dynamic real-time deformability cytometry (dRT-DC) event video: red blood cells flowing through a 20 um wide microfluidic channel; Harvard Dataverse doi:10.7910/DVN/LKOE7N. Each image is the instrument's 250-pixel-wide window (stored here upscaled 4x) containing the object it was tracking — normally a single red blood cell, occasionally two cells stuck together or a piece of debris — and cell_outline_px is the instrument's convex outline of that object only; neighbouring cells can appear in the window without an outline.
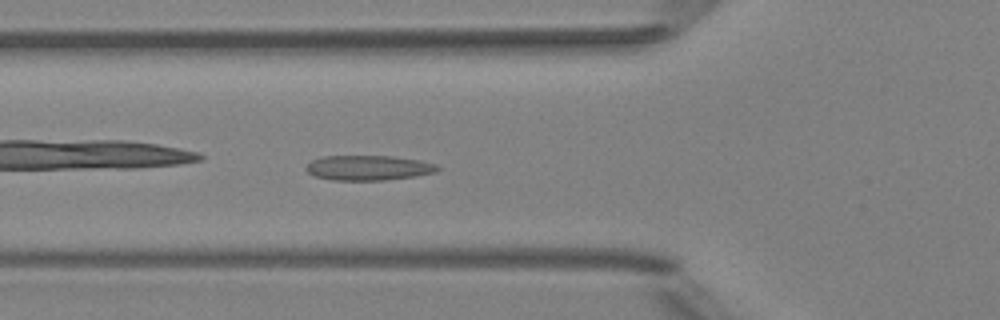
{"species": "Egyptian fruit bat (a non-hibernating species)", "species_latin": "Rousettus aegyptiacus", "temperature_condition": "room temperature", "stored_images_in_passage": 5, "camera_frame_rate_fps": 3000, "um_per_image_px": 0.085, "animal": {"sex": "female"}, "frame": {"image": 1, "passage_image": 5, "time_ms": 4.667, "image_size_px": [1000, 320], "cell_outline_px": [[440, 168], [436, 172], [416, 176], [384, 180], [332, 180], [316, 176], [308, 172], [304, 168], [312, 160], [324, 156], [392, 156], [420, 160], [436, 164]], "centroid_in_image_um": [31.33, 14.26], "position_along_channel_um": 94.5, "area_um2": 19.07}}